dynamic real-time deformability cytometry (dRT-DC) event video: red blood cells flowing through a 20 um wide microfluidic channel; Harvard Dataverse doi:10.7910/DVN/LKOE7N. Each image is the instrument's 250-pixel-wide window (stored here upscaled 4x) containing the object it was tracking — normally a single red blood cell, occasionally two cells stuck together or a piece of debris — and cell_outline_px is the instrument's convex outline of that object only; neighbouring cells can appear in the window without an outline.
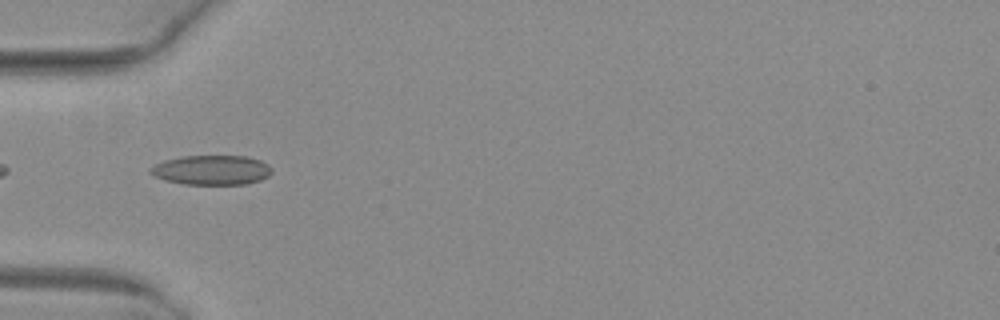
{"species": "common noctule bat (a hibernating species)", "species_latin": "Nyctalus noctula", "temperature_condition": "warm", "stored_images_in_passage": 25, "camera_frame_rate_fps": 3000, "um_per_image_px": 0.085, "animal": {"sex": "female", "body_mass_g": 29.2, "forearm_length_mm": 56.3}, "frame": {"image": 1, "passage_image": 4, "time_ms": 1.0, "image_size_px": [1000, 320], "cell_outline_px": [[272, 172], [268, 176], [260, 180], [248, 184], [184, 184], [164, 180], [148, 172], [148, 168], [164, 160], [180, 156], [248, 156], [260, 160], [268, 164], [272, 168]], "centroid_in_image_um": [17.99, 14.45], "position_along_channel_um": 67.0, "area_um2": 21.1}}
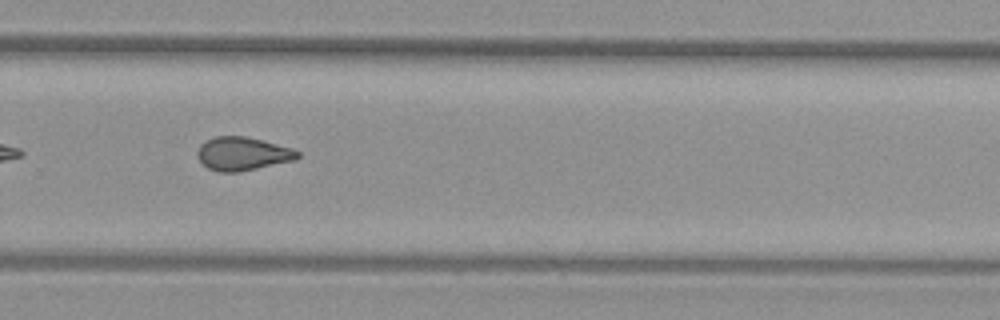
{"frame": {"image": 2, "passage_image": 22, "time_ms": 7.0, "image_size_px": [1000, 320], "cell_outline_px": [[300, 156], [296, 160], [240, 172], [220, 172], [208, 168], [196, 156], [196, 152], [200, 144], [204, 140], [216, 136], [244, 136], [292, 148], [300, 152]], "centroid_in_image_um": [20.61, 13.07], "position_along_channel_um": 309.2, "area_um2": 19.59}}